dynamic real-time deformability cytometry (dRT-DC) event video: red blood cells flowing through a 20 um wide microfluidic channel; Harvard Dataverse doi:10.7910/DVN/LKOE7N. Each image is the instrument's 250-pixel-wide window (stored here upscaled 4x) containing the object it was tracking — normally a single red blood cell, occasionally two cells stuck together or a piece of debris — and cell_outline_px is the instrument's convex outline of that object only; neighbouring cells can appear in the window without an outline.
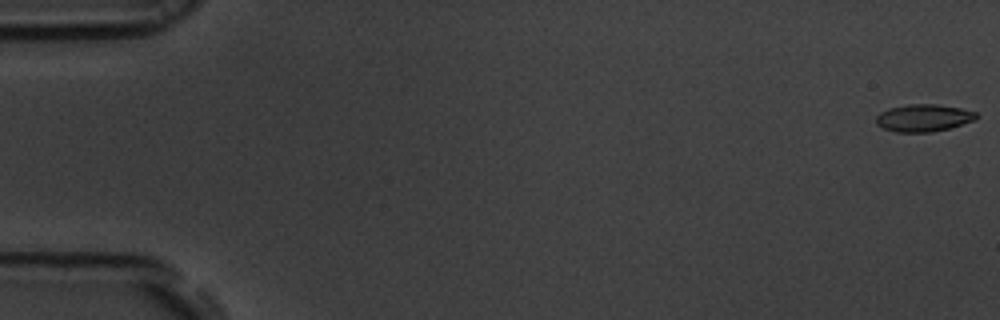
{"species": "common noctule bat (a hibernating species)", "species_latin": "Nyctalus noctula", "temperature_condition": "room temperature", "stored_images_in_passage": 54, "camera_frame_rate_fps": 3000, "um_per_image_px": 0.085, "animal": {"sex": "male", "body_mass_g": 19.5, "forearm_length_mm": 54.6}, "frame": {"image": 1, "passage_image": 1, "time_ms": 0.0, "image_size_px": [1000, 320], "cell_outline_px": [[980, 116], [972, 120], [948, 128], [932, 132], [896, 132], [884, 128], [876, 124], [876, 116], [880, 112], [888, 108], [908, 104], [936, 104], [960, 108], [976, 112]], "centroid_in_image_um": [78.46, 10.01], "position_along_channel_um": 6.5, "area_um2": 15.84}}
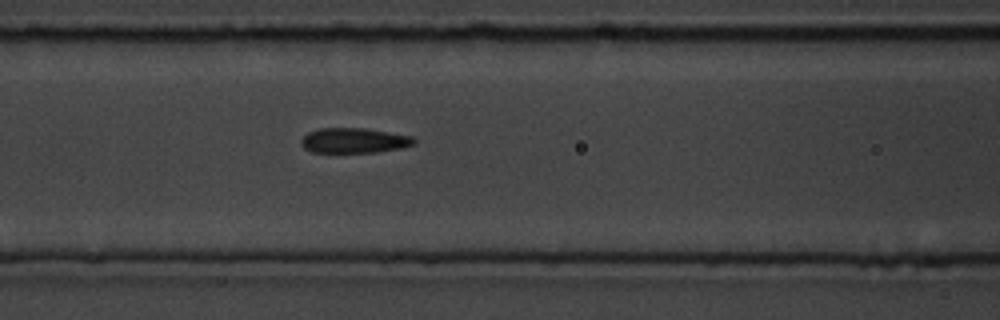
{"frame": {"image": 2, "passage_image": 23, "time_ms": 7.333, "image_size_px": [1000, 320], "cell_outline_px": [[416, 144], [400, 148], [376, 152], [312, 152], [304, 148], [300, 144], [300, 140], [308, 132], [320, 128], [364, 128], [412, 136], [416, 140]], "centroid_in_image_um": [30.08, 11.94], "position_along_channel_um": 136.5, "area_um2": 16.47}}
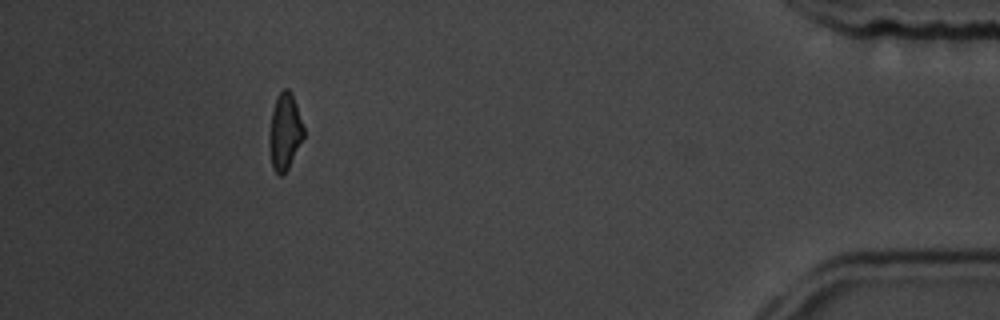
{"frame": {"image": 3, "passage_image": 49, "time_ms": 16.0, "image_size_px": [1000, 320], "cell_outline_px": [[304, 136], [288, 168], [280, 176], [276, 176], [272, 168], [268, 144], [268, 140], [272, 112], [276, 100], [280, 92], [284, 88], [288, 88], [292, 92], [304, 128]], "centroid_in_image_um": [24.19, 11.22], "position_along_channel_um": 411.0, "area_um2": 15.32}, "authors_computed_cell_mechanics": {"area_um2": 16.5886, "velocity_mm_per_s": 3.8525, "shape_relaxation_time_tau1_ms": 3.7184, "shape_relaxation_time_tau2_ms": 2.4806, "deformation_change_tau1": 0.1357, "deformation_change_tau2": 0.081}}